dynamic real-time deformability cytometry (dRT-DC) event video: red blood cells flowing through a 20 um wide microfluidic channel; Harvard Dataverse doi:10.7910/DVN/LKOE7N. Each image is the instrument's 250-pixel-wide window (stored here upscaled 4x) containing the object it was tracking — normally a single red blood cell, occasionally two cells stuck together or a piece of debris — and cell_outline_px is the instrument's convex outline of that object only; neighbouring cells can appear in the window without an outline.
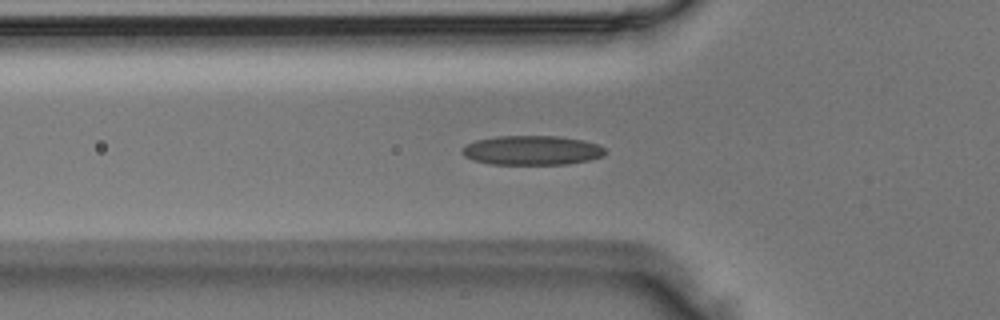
{"species": "Egyptian fruit bat (a non-hibernating species)", "species_latin": "Rousettus aegyptiacus", "temperature_condition": "room temperature", "stored_images_in_passage": 48, "camera_frame_rate_fps": 3000, "um_per_image_px": 0.085, "animal": {"sex": "male"}, "frame": {"image": 1, "passage_image": 15, "time_ms": 4.667, "image_size_px": [1000, 320], "cell_outline_px": [[604, 156], [588, 160], [568, 164], [492, 164], [476, 160], [464, 156], [460, 152], [464, 144], [476, 140], [496, 136], [560, 136], [580, 140], [596, 144], [604, 148]], "centroid_in_image_um": [45.17, 12.77], "position_along_channel_um": 80.6, "area_um2": 24.39}}
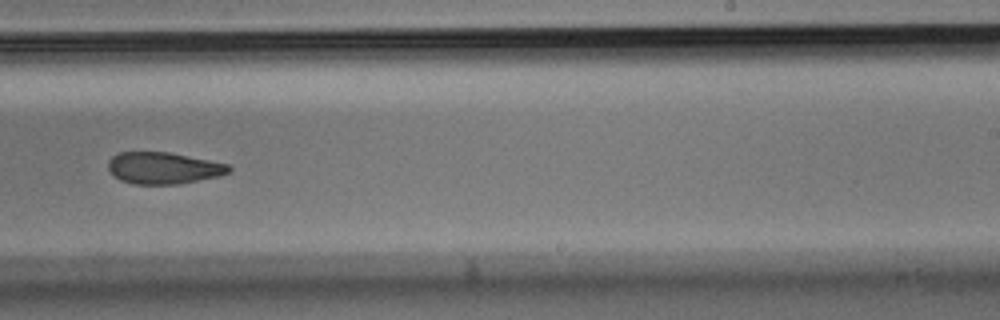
{"frame": {"image": 2, "passage_image": 29, "time_ms": 9.333, "image_size_px": [1000, 320], "cell_outline_px": [[232, 172], [220, 176], [180, 184], [132, 184], [120, 180], [112, 176], [108, 168], [108, 160], [112, 156], [120, 152], [168, 152], [228, 164], [232, 168]], "centroid_in_image_um": [13.88, 14.29], "position_along_channel_um": 275.1, "area_um2": 22.48}}
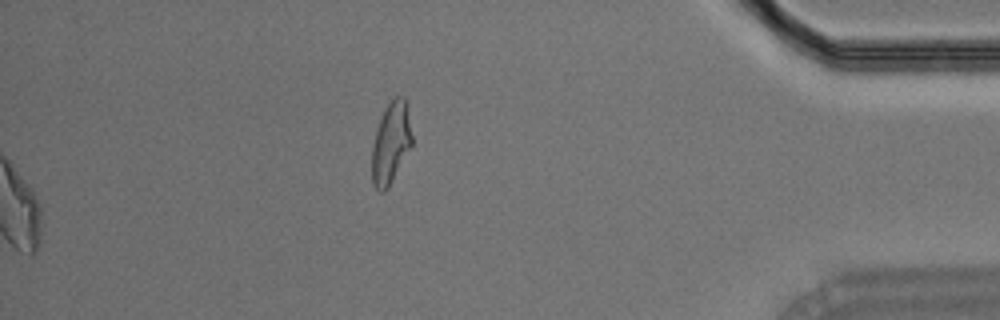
{"frame": {"image": 3, "passage_image": 48, "time_ms": 15.667, "image_size_px": [1000, 320], "cell_outline_px": [[412, 144], [388, 188], [384, 192], [380, 192], [372, 184], [372, 144], [376, 128], [384, 108], [396, 96], [404, 96], [408, 104], [412, 136]], "centroid_in_image_um": [33.22, 12.12], "position_along_channel_um": 402.0, "area_um2": 19.19}}